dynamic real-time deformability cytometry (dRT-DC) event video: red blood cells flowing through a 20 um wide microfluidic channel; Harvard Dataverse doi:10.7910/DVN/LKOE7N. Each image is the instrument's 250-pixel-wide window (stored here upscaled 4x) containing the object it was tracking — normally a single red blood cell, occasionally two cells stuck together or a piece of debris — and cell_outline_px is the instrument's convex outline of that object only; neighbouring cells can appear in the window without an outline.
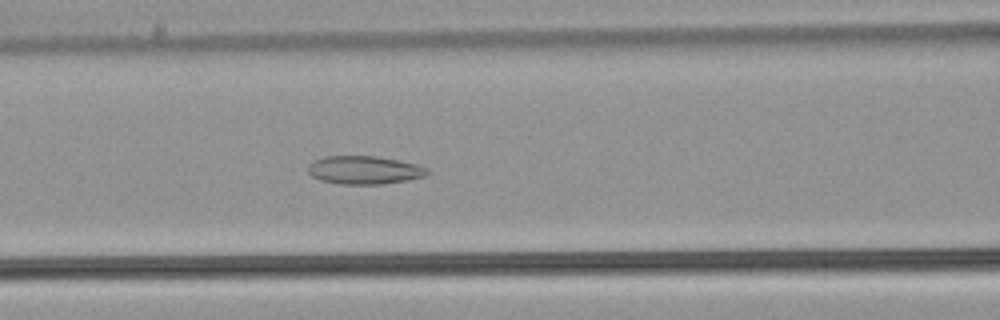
{"species": "common noctule bat (a hibernating species)", "species_latin": "Nyctalus noctula", "temperature_condition": "warm", "stored_images_in_passage": 45, "camera_frame_rate_fps": 3000, "um_per_image_px": 0.085, "animal": {"sex": "male", "body_mass_g": 21.5, "forearm_length_mm": 52.0}, "frame": {"image": 1, "passage_image": 15, "time_ms": 4.667, "image_size_px": [1000, 320], "cell_outline_px": [[432, 172], [424, 176], [408, 180], [380, 184], [340, 184], [320, 180], [312, 176], [308, 172], [308, 164], [324, 156], [376, 156], [420, 164], [428, 168]], "centroid_in_image_um": [31.01, 14.45], "position_along_channel_um": 135.6, "area_um2": 19.77}}
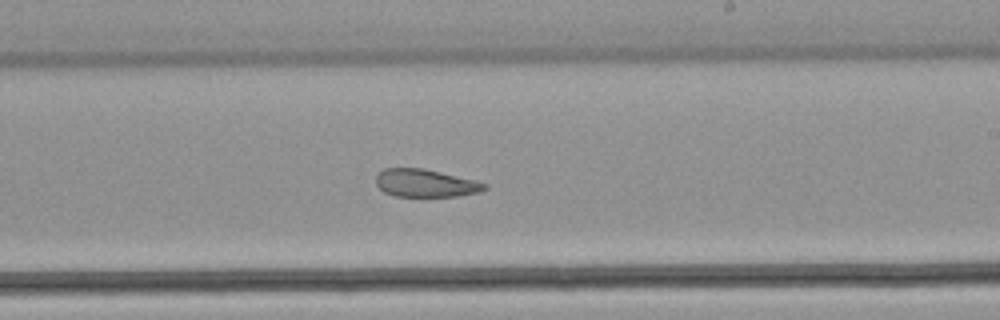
{"frame": {"image": 2, "passage_image": 24, "time_ms": 7.667, "image_size_px": [1000, 320], "cell_outline_px": [[488, 188], [480, 192], [460, 196], [392, 196], [384, 192], [376, 184], [376, 176], [384, 168], [424, 168], [476, 180], [488, 184]], "centroid_in_image_um": [36.2, 15.57], "position_along_channel_um": 252.8, "area_um2": 17.74}}
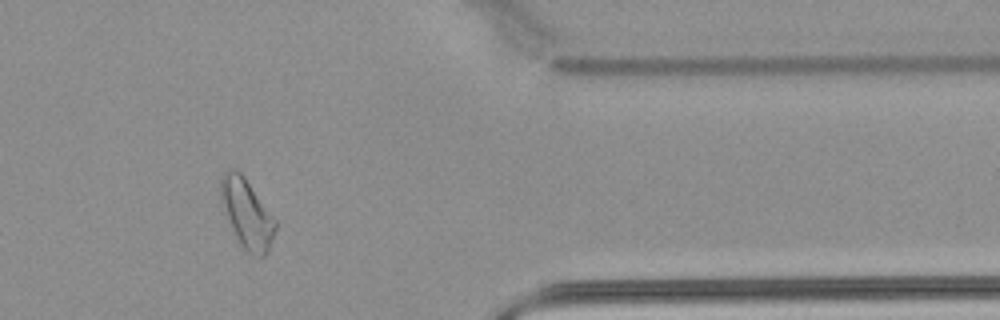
{"frame": {"image": 3, "passage_image": 36, "time_ms": 11.667, "image_size_px": [1000, 320], "cell_outline_px": [[276, 228], [268, 252], [264, 256], [256, 256], [248, 252], [240, 244], [236, 236], [220, 200], [220, 176], [228, 168], [236, 168], [244, 176], [276, 220]], "centroid_in_image_um": [20.97, 18.11], "position_along_channel_um": 390.4, "area_um2": 21.79}, "authors_computed_cell_mechanics": {"area_um2": 20.808, "velocity_mm_per_s": 3.9246, "shape_relaxation_time_tau1_ms": null, "shape_relaxation_time_tau2_ms": 3.2431, "deformation_change_tau1": null, "deformation_change_tau2": 0.1097}}